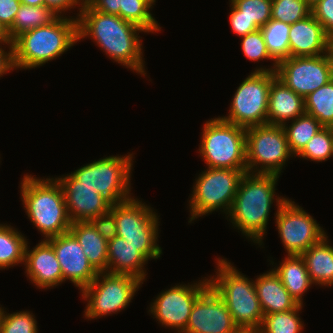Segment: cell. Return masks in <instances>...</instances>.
Returning <instances> with one entry per match:
<instances>
[{
	"mask_svg": "<svg viewBox=\"0 0 333 333\" xmlns=\"http://www.w3.org/2000/svg\"><path fill=\"white\" fill-rule=\"evenodd\" d=\"M210 286L209 279L191 285H176L162 291L151 303L150 313L164 327L182 333L186 327L196 299Z\"/></svg>",
	"mask_w": 333,
	"mask_h": 333,
	"instance_id": "obj_15",
	"label": "cell"
},
{
	"mask_svg": "<svg viewBox=\"0 0 333 333\" xmlns=\"http://www.w3.org/2000/svg\"><path fill=\"white\" fill-rule=\"evenodd\" d=\"M217 263V274L209 278L210 286L223 299L239 329L257 332L264 314L254 280L241 274L226 258H217Z\"/></svg>",
	"mask_w": 333,
	"mask_h": 333,
	"instance_id": "obj_5",
	"label": "cell"
},
{
	"mask_svg": "<svg viewBox=\"0 0 333 333\" xmlns=\"http://www.w3.org/2000/svg\"><path fill=\"white\" fill-rule=\"evenodd\" d=\"M11 225L0 224V269H6L24 264L25 248L27 239H25Z\"/></svg>",
	"mask_w": 333,
	"mask_h": 333,
	"instance_id": "obj_29",
	"label": "cell"
},
{
	"mask_svg": "<svg viewBox=\"0 0 333 333\" xmlns=\"http://www.w3.org/2000/svg\"><path fill=\"white\" fill-rule=\"evenodd\" d=\"M2 310H3V308H2V307H0V317H1Z\"/></svg>",
	"mask_w": 333,
	"mask_h": 333,
	"instance_id": "obj_50",
	"label": "cell"
},
{
	"mask_svg": "<svg viewBox=\"0 0 333 333\" xmlns=\"http://www.w3.org/2000/svg\"><path fill=\"white\" fill-rule=\"evenodd\" d=\"M287 125L284 123L282 127L285 131L289 148L294 156H297L307 145L308 141L323 128L315 117L307 113L292 120L289 126Z\"/></svg>",
	"mask_w": 333,
	"mask_h": 333,
	"instance_id": "obj_30",
	"label": "cell"
},
{
	"mask_svg": "<svg viewBox=\"0 0 333 333\" xmlns=\"http://www.w3.org/2000/svg\"><path fill=\"white\" fill-rule=\"evenodd\" d=\"M311 13L323 26L325 33L333 39V0H320Z\"/></svg>",
	"mask_w": 333,
	"mask_h": 333,
	"instance_id": "obj_39",
	"label": "cell"
},
{
	"mask_svg": "<svg viewBox=\"0 0 333 333\" xmlns=\"http://www.w3.org/2000/svg\"><path fill=\"white\" fill-rule=\"evenodd\" d=\"M230 3L237 9V17L254 21L259 28L271 19L272 0H230Z\"/></svg>",
	"mask_w": 333,
	"mask_h": 333,
	"instance_id": "obj_35",
	"label": "cell"
},
{
	"mask_svg": "<svg viewBox=\"0 0 333 333\" xmlns=\"http://www.w3.org/2000/svg\"><path fill=\"white\" fill-rule=\"evenodd\" d=\"M297 156L316 162L327 161L333 156V128H321Z\"/></svg>",
	"mask_w": 333,
	"mask_h": 333,
	"instance_id": "obj_34",
	"label": "cell"
},
{
	"mask_svg": "<svg viewBox=\"0 0 333 333\" xmlns=\"http://www.w3.org/2000/svg\"><path fill=\"white\" fill-rule=\"evenodd\" d=\"M304 1L312 9L320 0H304Z\"/></svg>",
	"mask_w": 333,
	"mask_h": 333,
	"instance_id": "obj_47",
	"label": "cell"
},
{
	"mask_svg": "<svg viewBox=\"0 0 333 333\" xmlns=\"http://www.w3.org/2000/svg\"><path fill=\"white\" fill-rule=\"evenodd\" d=\"M53 247L63 274V282L70 280L80 290L89 286L98 272L88 262V258L77 239L70 233L46 239Z\"/></svg>",
	"mask_w": 333,
	"mask_h": 333,
	"instance_id": "obj_18",
	"label": "cell"
},
{
	"mask_svg": "<svg viewBox=\"0 0 333 333\" xmlns=\"http://www.w3.org/2000/svg\"><path fill=\"white\" fill-rule=\"evenodd\" d=\"M133 153L109 156L78 168L71 174L79 185H88L105 197L111 204L131 199V170Z\"/></svg>",
	"mask_w": 333,
	"mask_h": 333,
	"instance_id": "obj_10",
	"label": "cell"
},
{
	"mask_svg": "<svg viewBox=\"0 0 333 333\" xmlns=\"http://www.w3.org/2000/svg\"><path fill=\"white\" fill-rule=\"evenodd\" d=\"M69 232L77 239L88 262L97 272H107L108 236L107 221L73 222Z\"/></svg>",
	"mask_w": 333,
	"mask_h": 333,
	"instance_id": "obj_21",
	"label": "cell"
},
{
	"mask_svg": "<svg viewBox=\"0 0 333 333\" xmlns=\"http://www.w3.org/2000/svg\"><path fill=\"white\" fill-rule=\"evenodd\" d=\"M4 308L0 317V333H38L35 316L29 311L6 313Z\"/></svg>",
	"mask_w": 333,
	"mask_h": 333,
	"instance_id": "obj_37",
	"label": "cell"
},
{
	"mask_svg": "<svg viewBox=\"0 0 333 333\" xmlns=\"http://www.w3.org/2000/svg\"><path fill=\"white\" fill-rule=\"evenodd\" d=\"M247 169L207 168L199 174L189 200L190 221L217 209L229 213L242 176Z\"/></svg>",
	"mask_w": 333,
	"mask_h": 333,
	"instance_id": "obj_8",
	"label": "cell"
},
{
	"mask_svg": "<svg viewBox=\"0 0 333 333\" xmlns=\"http://www.w3.org/2000/svg\"><path fill=\"white\" fill-rule=\"evenodd\" d=\"M107 251L108 273L128 274L144 282L146 277L144 265L148 259L136 247L110 231Z\"/></svg>",
	"mask_w": 333,
	"mask_h": 333,
	"instance_id": "obj_22",
	"label": "cell"
},
{
	"mask_svg": "<svg viewBox=\"0 0 333 333\" xmlns=\"http://www.w3.org/2000/svg\"><path fill=\"white\" fill-rule=\"evenodd\" d=\"M275 72H251L237 87L229 115L221 119L248 128L267 123L269 89Z\"/></svg>",
	"mask_w": 333,
	"mask_h": 333,
	"instance_id": "obj_12",
	"label": "cell"
},
{
	"mask_svg": "<svg viewBox=\"0 0 333 333\" xmlns=\"http://www.w3.org/2000/svg\"><path fill=\"white\" fill-rule=\"evenodd\" d=\"M58 17L50 8L44 6H29L21 4L16 13L13 25L8 29L14 40L20 34L40 26L49 25Z\"/></svg>",
	"mask_w": 333,
	"mask_h": 333,
	"instance_id": "obj_28",
	"label": "cell"
},
{
	"mask_svg": "<svg viewBox=\"0 0 333 333\" xmlns=\"http://www.w3.org/2000/svg\"><path fill=\"white\" fill-rule=\"evenodd\" d=\"M305 113L304 98L287 87L277 77L272 81L267 109V123L283 125Z\"/></svg>",
	"mask_w": 333,
	"mask_h": 333,
	"instance_id": "obj_23",
	"label": "cell"
},
{
	"mask_svg": "<svg viewBox=\"0 0 333 333\" xmlns=\"http://www.w3.org/2000/svg\"><path fill=\"white\" fill-rule=\"evenodd\" d=\"M236 333H257V332L253 330L240 329Z\"/></svg>",
	"mask_w": 333,
	"mask_h": 333,
	"instance_id": "obj_48",
	"label": "cell"
},
{
	"mask_svg": "<svg viewBox=\"0 0 333 333\" xmlns=\"http://www.w3.org/2000/svg\"><path fill=\"white\" fill-rule=\"evenodd\" d=\"M305 113L333 128V79L304 98Z\"/></svg>",
	"mask_w": 333,
	"mask_h": 333,
	"instance_id": "obj_31",
	"label": "cell"
},
{
	"mask_svg": "<svg viewBox=\"0 0 333 333\" xmlns=\"http://www.w3.org/2000/svg\"><path fill=\"white\" fill-rule=\"evenodd\" d=\"M331 51L333 53V39H332V44H331Z\"/></svg>",
	"mask_w": 333,
	"mask_h": 333,
	"instance_id": "obj_49",
	"label": "cell"
},
{
	"mask_svg": "<svg viewBox=\"0 0 333 333\" xmlns=\"http://www.w3.org/2000/svg\"><path fill=\"white\" fill-rule=\"evenodd\" d=\"M326 235L319 243L312 245L301 256L313 284L333 286V247Z\"/></svg>",
	"mask_w": 333,
	"mask_h": 333,
	"instance_id": "obj_25",
	"label": "cell"
},
{
	"mask_svg": "<svg viewBox=\"0 0 333 333\" xmlns=\"http://www.w3.org/2000/svg\"><path fill=\"white\" fill-rule=\"evenodd\" d=\"M274 272L280 278L291 297L303 306V294L313 284L301 255H288Z\"/></svg>",
	"mask_w": 333,
	"mask_h": 333,
	"instance_id": "obj_26",
	"label": "cell"
},
{
	"mask_svg": "<svg viewBox=\"0 0 333 333\" xmlns=\"http://www.w3.org/2000/svg\"><path fill=\"white\" fill-rule=\"evenodd\" d=\"M289 30L290 24L272 18L260 27L267 51L274 63L270 68L260 67L255 72H275L277 65L290 57Z\"/></svg>",
	"mask_w": 333,
	"mask_h": 333,
	"instance_id": "obj_27",
	"label": "cell"
},
{
	"mask_svg": "<svg viewBox=\"0 0 333 333\" xmlns=\"http://www.w3.org/2000/svg\"><path fill=\"white\" fill-rule=\"evenodd\" d=\"M21 4L29 5V6H44V0H20Z\"/></svg>",
	"mask_w": 333,
	"mask_h": 333,
	"instance_id": "obj_46",
	"label": "cell"
},
{
	"mask_svg": "<svg viewBox=\"0 0 333 333\" xmlns=\"http://www.w3.org/2000/svg\"><path fill=\"white\" fill-rule=\"evenodd\" d=\"M229 20L233 32L240 37L260 29L254 21H250L245 17H237V9L232 4Z\"/></svg>",
	"mask_w": 333,
	"mask_h": 333,
	"instance_id": "obj_40",
	"label": "cell"
},
{
	"mask_svg": "<svg viewBox=\"0 0 333 333\" xmlns=\"http://www.w3.org/2000/svg\"><path fill=\"white\" fill-rule=\"evenodd\" d=\"M20 184L24 210L45 240L69 232L72 221L56 178L37 179L27 174Z\"/></svg>",
	"mask_w": 333,
	"mask_h": 333,
	"instance_id": "obj_4",
	"label": "cell"
},
{
	"mask_svg": "<svg viewBox=\"0 0 333 333\" xmlns=\"http://www.w3.org/2000/svg\"><path fill=\"white\" fill-rule=\"evenodd\" d=\"M254 284L264 315L290 311L299 305L291 297L273 269L259 275Z\"/></svg>",
	"mask_w": 333,
	"mask_h": 333,
	"instance_id": "obj_24",
	"label": "cell"
},
{
	"mask_svg": "<svg viewBox=\"0 0 333 333\" xmlns=\"http://www.w3.org/2000/svg\"><path fill=\"white\" fill-rule=\"evenodd\" d=\"M8 45V48L13 49V40L9 35L8 28L0 22V45Z\"/></svg>",
	"mask_w": 333,
	"mask_h": 333,
	"instance_id": "obj_45",
	"label": "cell"
},
{
	"mask_svg": "<svg viewBox=\"0 0 333 333\" xmlns=\"http://www.w3.org/2000/svg\"><path fill=\"white\" fill-rule=\"evenodd\" d=\"M275 220L287 255H301L326 236L316 220L288 198L277 209Z\"/></svg>",
	"mask_w": 333,
	"mask_h": 333,
	"instance_id": "obj_14",
	"label": "cell"
},
{
	"mask_svg": "<svg viewBox=\"0 0 333 333\" xmlns=\"http://www.w3.org/2000/svg\"><path fill=\"white\" fill-rule=\"evenodd\" d=\"M301 309L302 305H298L290 311L264 315L257 333H300L304 326L298 314Z\"/></svg>",
	"mask_w": 333,
	"mask_h": 333,
	"instance_id": "obj_33",
	"label": "cell"
},
{
	"mask_svg": "<svg viewBox=\"0 0 333 333\" xmlns=\"http://www.w3.org/2000/svg\"><path fill=\"white\" fill-rule=\"evenodd\" d=\"M311 14V8L304 0H272L271 18L293 24Z\"/></svg>",
	"mask_w": 333,
	"mask_h": 333,
	"instance_id": "obj_36",
	"label": "cell"
},
{
	"mask_svg": "<svg viewBox=\"0 0 333 333\" xmlns=\"http://www.w3.org/2000/svg\"><path fill=\"white\" fill-rule=\"evenodd\" d=\"M10 51H5L2 46H0V77H2L5 73L9 70H14V63H13V49Z\"/></svg>",
	"mask_w": 333,
	"mask_h": 333,
	"instance_id": "obj_44",
	"label": "cell"
},
{
	"mask_svg": "<svg viewBox=\"0 0 333 333\" xmlns=\"http://www.w3.org/2000/svg\"><path fill=\"white\" fill-rule=\"evenodd\" d=\"M293 155L282 125L266 123L246 128L247 173L280 176Z\"/></svg>",
	"mask_w": 333,
	"mask_h": 333,
	"instance_id": "obj_9",
	"label": "cell"
},
{
	"mask_svg": "<svg viewBox=\"0 0 333 333\" xmlns=\"http://www.w3.org/2000/svg\"><path fill=\"white\" fill-rule=\"evenodd\" d=\"M241 39V47L243 54L249 60L258 62L263 59L271 60L260 29L245 36H242Z\"/></svg>",
	"mask_w": 333,
	"mask_h": 333,
	"instance_id": "obj_38",
	"label": "cell"
},
{
	"mask_svg": "<svg viewBox=\"0 0 333 333\" xmlns=\"http://www.w3.org/2000/svg\"><path fill=\"white\" fill-rule=\"evenodd\" d=\"M78 42V20L58 16L46 26L26 31L13 40L15 70L39 67Z\"/></svg>",
	"mask_w": 333,
	"mask_h": 333,
	"instance_id": "obj_3",
	"label": "cell"
},
{
	"mask_svg": "<svg viewBox=\"0 0 333 333\" xmlns=\"http://www.w3.org/2000/svg\"><path fill=\"white\" fill-rule=\"evenodd\" d=\"M279 176L274 174L245 173L239 183L235 199L227 214L236 229L255 244L262 245L273 202L279 208L285 197L275 196V186Z\"/></svg>",
	"mask_w": 333,
	"mask_h": 333,
	"instance_id": "obj_2",
	"label": "cell"
},
{
	"mask_svg": "<svg viewBox=\"0 0 333 333\" xmlns=\"http://www.w3.org/2000/svg\"><path fill=\"white\" fill-rule=\"evenodd\" d=\"M158 220L156 212L132 197L111 205L107 223L113 234L124 238L149 260L158 259L162 254L157 244Z\"/></svg>",
	"mask_w": 333,
	"mask_h": 333,
	"instance_id": "obj_6",
	"label": "cell"
},
{
	"mask_svg": "<svg viewBox=\"0 0 333 333\" xmlns=\"http://www.w3.org/2000/svg\"><path fill=\"white\" fill-rule=\"evenodd\" d=\"M156 0H121L120 17L142 28L146 33L161 31V27L152 16V9Z\"/></svg>",
	"mask_w": 333,
	"mask_h": 333,
	"instance_id": "obj_32",
	"label": "cell"
},
{
	"mask_svg": "<svg viewBox=\"0 0 333 333\" xmlns=\"http://www.w3.org/2000/svg\"><path fill=\"white\" fill-rule=\"evenodd\" d=\"M332 39L311 13L290 25V57L319 56L331 52Z\"/></svg>",
	"mask_w": 333,
	"mask_h": 333,
	"instance_id": "obj_19",
	"label": "cell"
},
{
	"mask_svg": "<svg viewBox=\"0 0 333 333\" xmlns=\"http://www.w3.org/2000/svg\"><path fill=\"white\" fill-rule=\"evenodd\" d=\"M79 9L78 41L92 37L110 59L140 75H146L140 32H146L135 24L117 15L105 14L85 2Z\"/></svg>",
	"mask_w": 333,
	"mask_h": 333,
	"instance_id": "obj_1",
	"label": "cell"
},
{
	"mask_svg": "<svg viewBox=\"0 0 333 333\" xmlns=\"http://www.w3.org/2000/svg\"><path fill=\"white\" fill-rule=\"evenodd\" d=\"M65 197L67 212L73 222L107 221L111 203L95 188L79 185L72 175L57 177Z\"/></svg>",
	"mask_w": 333,
	"mask_h": 333,
	"instance_id": "obj_16",
	"label": "cell"
},
{
	"mask_svg": "<svg viewBox=\"0 0 333 333\" xmlns=\"http://www.w3.org/2000/svg\"><path fill=\"white\" fill-rule=\"evenodd\" d=\"M120 1L121 0H85V3L102 13L120 17Z\"/></svg>",
	"mask_w": 333,
	"mask_h": 333,
	"instance_id": "obj_42",
	"label": "cell"
},
{
	"mask_svg": "<svg viewBox=\"0 0 333 333\" xmlns=\"http://www.w3.org/2000/svg\"><path fill=\"white\" fill-rule=\"evenodd\" d=\"M20 6V0H0V22L8 29L13 25Z\"/></svg>",
	"mask_w": 333,
	"mask_h": 333,
	"instance_id": "obj_41",
	"label": "cell"
},
{
	"mask_svg": "<svg viewBox=\"0 0 333 333\" xmlns=\"http://www.w3.org/2000/svg\"><path fill=\"white\" fill-rule=\"evenodd\" d=\"M275 73L287 87L305 98L333 79V53L289 57L277 65Z\"/></svg>",
	"mask_w": 333,
	"mask_h": 333,
	"instance_id": "obj_13",
	"label": "cell"
},
{
	"mask_svg": "<svg viewBox=\"0 0 333 333\" xmlns=\"http://www.w3.org/2000/svg\"><path fill=\"white\" fill-rule=\"evenodd\" d=\"M142 284L132 275L98 272L93 282L80 292L88 302L84 316L97 319L120 312L128 306Z\"/></svg>",
	"mask_w": 333,
	"mask_h": 333,
	"instance_id": "obj_11",
	"label": "cell"
},
{
	"mask_svg": "<svg viewBox=\"0 0 333 333\" xmlns=\"http://www.w3.org/2000/svg\"><path fill=\"white\" fill-rule=\"evenodd\" d=\"M202 129L199 153L208 168L247 169L246 128L217 117Z\"/></svg>",
	"mask_w": 333,
	"mask_h": 333,
	"instance_id": "obj_7",
	"label": "cell"
},
{
	"mask_svg": "<svg viewBox=\"0 0 333 333\" xmlns=\"http://www.w3.org/2000/svg\"><path fill=\"white\" fill-rule=\"evenodd\" d=\"M45 6L50 8L58 16H62V12L70 11L76 5L83 7L85 0H44ZM81 4V5H80Z\"/></svg>",
	"mask_w": 333,
	"mask_h": 333,
	"instance_id": "obj_43",
	"label": "cell"
},
{
	"mask_svg": "<svg viewBox=\"0 0 333 333\" xmlns=\"http://www.w3.org/2000/svg\"><path fill=\"white\" fill-rule=\"evenodd\" d=\"M24 264L28 278L40 289L58 286L63 274L53 247L43 239L33 250L25 248Z\"/></svg>",
	"mask_w": 333,
	"mask_h": 333,
	"instance_id": "obj_20",
	"label": "cell"
},
{
	"mask_svg": "<svg viewBox=\"0 0 333 333\" xmlns=\"http://www.w3.org/2000/svg\"><path fill=\"white\" fill-rule=\"evenodd\" d=\"M238 330L225 302L209 286L196 299L182 333H236Z\"/></svg>",
	"mask_w": 333,
	"mask_h": 333,
	"instance_id": "obj_17",
	"label": "cell"
}]
</instances>
